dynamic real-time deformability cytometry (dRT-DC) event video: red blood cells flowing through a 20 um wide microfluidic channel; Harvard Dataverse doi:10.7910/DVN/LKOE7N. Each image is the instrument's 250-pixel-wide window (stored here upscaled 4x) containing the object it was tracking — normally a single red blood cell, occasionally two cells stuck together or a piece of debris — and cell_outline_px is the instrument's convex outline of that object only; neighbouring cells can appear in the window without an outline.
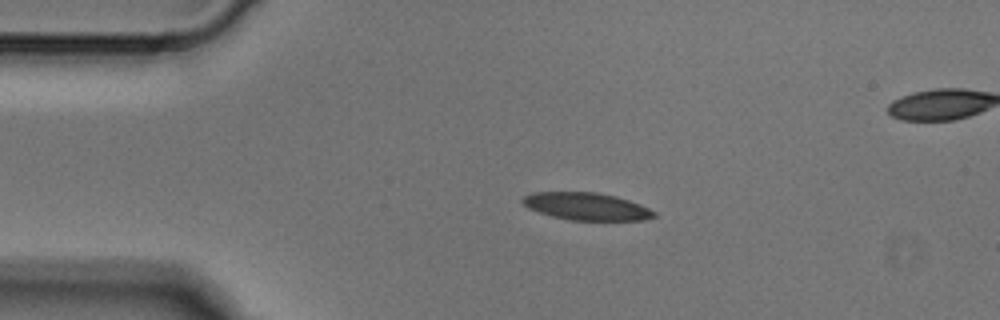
{"species": "Egyptian fruit bat (a non-hibernating species)", "species_latin": "Rousettus aegyptiacus", "temperature_condition": "cold", "stored_images_in_passage": 3, "segment_of_instrument_passage": [1, 2], "camera_frame_rate_fps": 3000, "um_per_image_px": 0.085, "animal": {"sex": "male"}, "frame": {"image": 1, "passage_image": 1, "time_ms": 0.0, "image_size_px": [1000, 320], "cell_outline_px": [[656, 216], [644, 220], [568, 220], [552, 216], [528, 208], [520, 200], [524, 196], [532, 192], [596, 192], [616, 196], [640, 204], [656, 212]], "centroid_in_image_um": [49.85, 17.54], "position_along_channel_um": 35.2, "area_um2": 20.98}}